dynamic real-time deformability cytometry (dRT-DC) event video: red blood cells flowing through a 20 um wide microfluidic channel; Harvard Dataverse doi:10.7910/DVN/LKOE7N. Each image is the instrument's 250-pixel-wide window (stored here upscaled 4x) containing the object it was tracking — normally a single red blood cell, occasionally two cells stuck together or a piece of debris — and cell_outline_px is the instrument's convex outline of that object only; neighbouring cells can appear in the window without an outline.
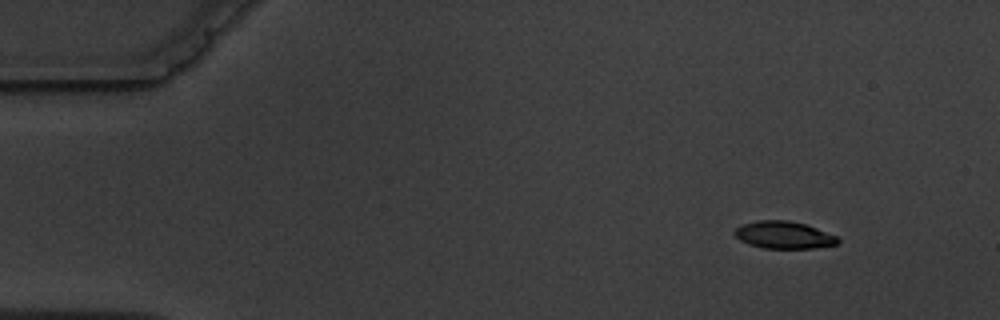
{"species": "common noctule bat (a hibernating species)", "species_latin": "Nyctalus noctula", "temperature_condition": "warm", "stored_images_in_passage": 4, "segment_of_instrument_passage": [1, 2], "camera_frame_rate_fps": 3000, "um_per_image_px": 0.085, "animal": {"sex": "male", "body_mass_g": 19.5, "forearm_length_mm": 54.6}, "frame": {"image": 1, "passage_image": 1, "time_ms": 0.0, "image_size_px": [1000, 320], "cell_outline_px": [[840, 240], [836, 244], [812, 248], [764, 248], [748, 244], [740, 240], [732, 232], [736, 228], [744, 224], [756, 220], [788, 220], [804, 224], [816, 228], [836, 236]], "centroid_in_image_um": [66.59, 19.97], "position_along_channel_um": 18.4, "area_um2": 16.24}}